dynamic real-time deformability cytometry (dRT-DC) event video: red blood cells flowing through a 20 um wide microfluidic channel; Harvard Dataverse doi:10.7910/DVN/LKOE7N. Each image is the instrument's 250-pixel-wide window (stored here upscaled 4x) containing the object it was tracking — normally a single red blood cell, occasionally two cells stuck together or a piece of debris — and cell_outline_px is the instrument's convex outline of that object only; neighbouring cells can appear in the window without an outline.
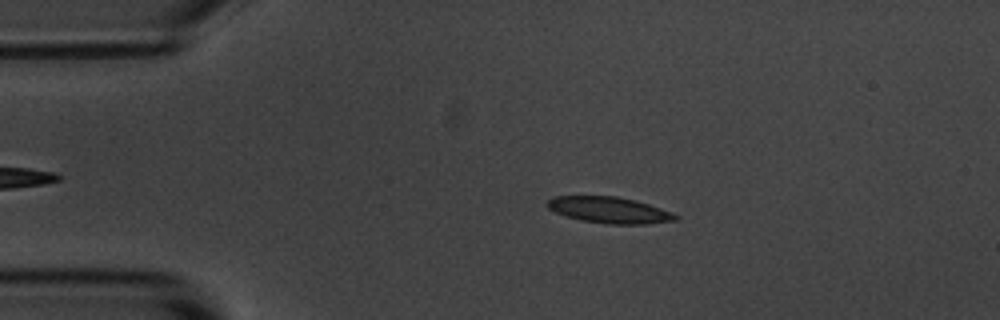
{"species": "common noctule bat (a hibernating species)", "species_latin": "Nyctalus noctula", "temperature_condition": "room temperature", "stored_images_in_passage": 4, "camera_frame_rate_fps": 3000, "um_per_image_px": 0.085, "animal": {"sex": "male", "body_mass_g": 20.1, "forearm_length_mm": 53.5}, "frame": {"image": 1, "passage_image": 2, "time_ms": 2.0, "image_size_px": [1000, 320], "cell_outline_px": [[680, 216], [676, 220], [644, 224], [608, 224], [584, 220], [568, 216], [556, 212], [548, 208], [544, 204], [552, 196], [616, 196], [636, 200], [672, 212]], "centroid_in_image_um": [51.79, 17.84], "position_along_channel_um": 33.2, "area_um2": 19.48}}
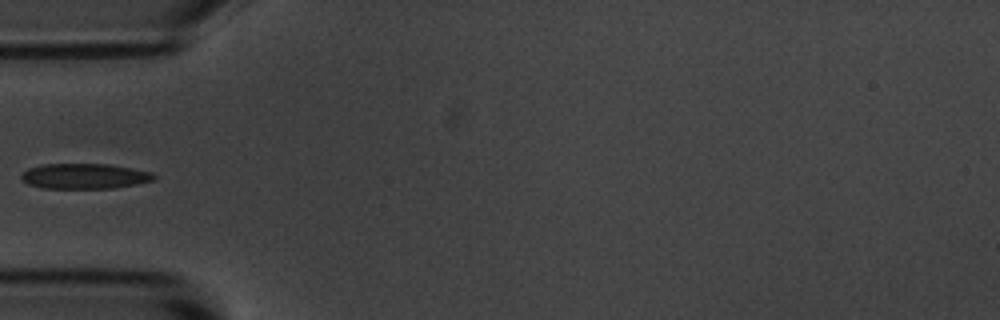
{"frame": {"image": 2, "passage_image": 4, "time_ms": 4.333, "image_size_px": [1000, 320], "cell_outline_px": [[156, 180], [136, 184], [112, 188], [44, 188], [28, 184], [20, 176], [28, 168], [40, 164], [108, 164], [152, 172], [156, 176]], "centroid_in_image_um": [7.2, 14.97], "position_along_channel_um": 77.8, "area_um2": 19.48}}